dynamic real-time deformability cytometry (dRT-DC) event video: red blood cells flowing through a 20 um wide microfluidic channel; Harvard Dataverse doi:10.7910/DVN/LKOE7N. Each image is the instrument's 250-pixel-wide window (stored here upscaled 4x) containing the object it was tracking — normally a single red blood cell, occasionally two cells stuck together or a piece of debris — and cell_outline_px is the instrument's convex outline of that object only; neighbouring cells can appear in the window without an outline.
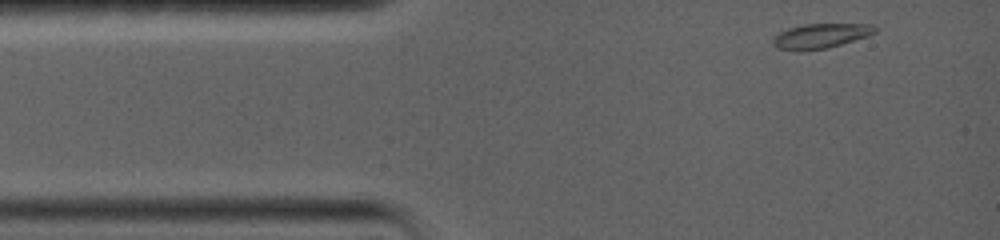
{"species": "common noctule bat (a hibernating species)", "species_latin": "Nyctalus noctula", "temperature_condition": "warm", "stored_images_in_passage": 58, "camera_frame_rate_fps": 5000, "um_per_image_px": 0.085, "animal": {"sex": "female", "body_mass_g": 19.0, "forearm_length_mm": 56.7}, "frame": {"image": 1, "passage_image": 1, "time_ms": 0.0, "image_size_px": [1000, 240], "cell_outline_px": [[876, 32], [868, 36], [828, 48], [796, 52], [776, 48], [772, 44], [772, 36], [788, 28], [804, 24], [872, 24], [876, 28]], "centroid_in_image_um": [69.69, 3.07], "position_along_channel_um": 15.3, "area_um2": 14.97}}
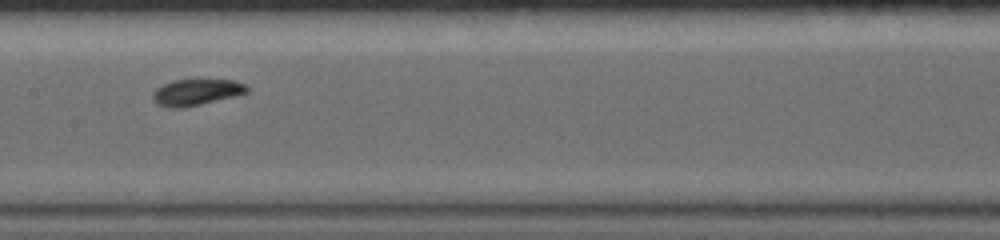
{"frame": {"image": 2, "passage_image": 27, "time_ms": 6.2, "image_size_px": [1000, 240], "cell_outline_px": [[248, 92], [236, 96], [184, 108], [168, 108], [156, 104], [152, 100], [152, 92], [160, 84], [172, 80], [236, 80], [244, 84], [248, 88]], "centroid_in_image_um": [16.63, 7.84], "position_along_channel_um": 190.8, "area_um2": 14.68}}
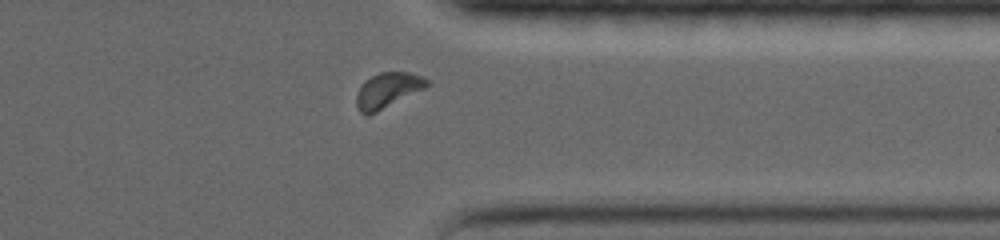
{"frame": {"image": 3, "passage_image": 50, "time_ms": 11.4, "image_size_px": [1000, 240], "cell_outline_px": [[428, 84], [424, 88], [368, 116], [364, 116], [360, 112], [356, 104], [356, 96], [364, 80], [380, 72], [408, 72], [420, 76], [428, 80]], "centroid_in_image_um": [32.9, 7.68], "position_along_channel_um": 378.5, "area_um2": 14.16}, "authors_computed_cell_mechanics": {"area_um2": 14.3633, "velocity_mm_per_s": 3.6374, "shape_relaxation_time_tau1_ms": 2.5395, "shape_relaxation_time_tau2_ms": 2.0261, "deformation_change_tau1": 0.1352, "deformation_change_tau2": 0.0479}}